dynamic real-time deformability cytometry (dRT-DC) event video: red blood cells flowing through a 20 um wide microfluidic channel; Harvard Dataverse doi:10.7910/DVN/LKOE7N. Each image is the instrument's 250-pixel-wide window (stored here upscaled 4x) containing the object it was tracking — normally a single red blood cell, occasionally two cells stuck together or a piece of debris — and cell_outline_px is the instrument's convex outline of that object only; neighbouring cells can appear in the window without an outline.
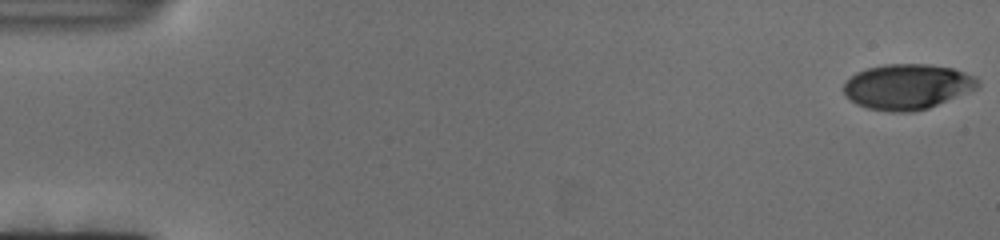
{"species": "human", "species_latin": "Homo sapiens", "temperature_condition": "cold", "stored_images_in_passage": 128, "camera_frame_rate_fps": 3000, "um_per_image_px": 0.085, "donor": {"sex": "female"}, "frame": {"image": 1, "passage_image": 1, "time_ms": 0.0, "image_size_px": [1000, 240], "cell_outline_px": [[980, 84], [976, 88], [928, 108], [912, 112], [892, 112], [868, 108], [856, 104], [844, 92], [844, 84], [856, 72], [868, 68], [884, 64], [928, 64], [952, 68], [976, 76], [980, 80]], "centroid_in_image_um": [77.13, 7.36], "position_along_channel_um": 7.9, "area_um2": 35.14}}
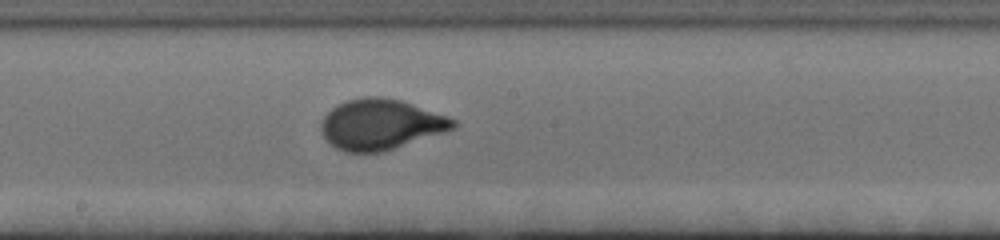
{"frame": {"image": 2, "passage_image": 70, "time_ms": 23.0, "image_size_px": [1000, 240], "cell_outline_px": [[460, 124], [456, 128], [444, 132], [380, 152], [344, 152], [336, 148], [324, 140], [320, 128], [320, 124], [324, 116], [336, 104], [348, 100], [364, 96], [380, 96], [400, 100], [448, 116], [456, 120]], "centroid_in_image_um": [32.33, 10.57], "position_along_channel_um": 215.9, "area_um2": 38.9}}
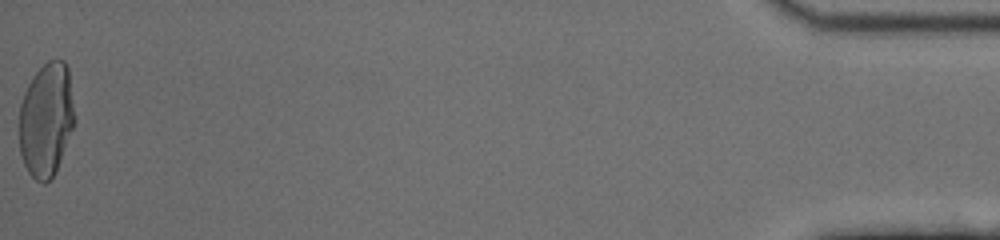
{"frame": {"image": 3, "passage_image": 128, "time_ms": 42.333, "image_size_px": [1000, 240], "cell_outline_px": [[76, 120], [56, 168], [52, 176], [44, 184], [36, 180], [28, 172], [24, 164], [20, 152], [20, 104], [24, 92], [32, 76], [48, 60], [64, 60], [68, 68]], "centroid_in_image_um": [3.93, 10.14], "position_along_channel_um": 431.3, "area_um2": 36.53}}